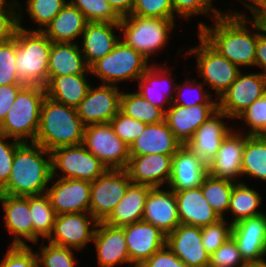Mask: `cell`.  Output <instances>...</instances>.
Masks as SVG:
<instances>
[{
	"label": "cell",
	"instance_id": "cell-10",
	"mask_svg": "<svg viewBox=\"0 0 266 267\" xmlns=\"http://www.w3.org/2000/svg\"><path fill=\"white\" fill-rule=\"evenodd\" d=\"M107 169H125L130 155L126 145L114 132L110 123L85 126L83 143Z\"/></svg>",
	"mask_w": 266,
	"mask_h": 267
},
{
	"label": "cell",
	"instance_id": "cell-52",
	"mask_svg": "<svg viewBox=\"0 0 266 267\" xmlns=\"http://www.w3.org/2000/svg\"><path fill=\"white\" fill-rule=\"evenodd\" d=\"M21 143L0 132V189L8 182L15 150Z\"/></svg>",
	"mask_w": 266,
	"mask_h": 267
},
{
	"label": "cell",
	"instance_id": "cell-20",
	"mask_svg": "<svg viewBox=\"0 0 266 267\" xmlns=\"http://www.w3.org/2000/svg\"><path fill=\"white\" fill-rule=\"evenodd\" d=\"M92 243L96 249L98 267H134L129 258L123 227L98 222Z\"/></svg>",
	"mask_w": 266,
	"mask_h": 267
},
{
	"label": "cell",
	"instance_id": "cell-53",
	"mask_svg": "<svg viewBox=\"0 0 266 267\" xmlns=\"http://www.w3.org/2000/svg\"><path fill=\"white\" fill-rule=\"evenodd\" d=\"M138 267H188L165 245Z\"/></svg>",
	"mask_w": 266,
	"mask_h": 267
},
{
	"label": "cell",
	"instance_id": "cell-5",
	"mask_svg": "<svg viewBox=\"0 0 266 267\" xmlns=\"http://www.w3.org/2000/svg\"><path fill=\"white\" fill-rule=\"evenodd\" d=\"M51 45L41 31L17 30L15 69L23 85L45 87Z\"/></svg>",
	"mask_w": 266,
	"mask_h": 267
},
{
	"label": "cell",
	"instance_id": "cell-47",
	"mask_svg": "<svg viewBox=\"0 0 266 267\" xmlns=\"http://www.w3.org/2000/svg\"><path fill=\"white\" fill-rule=\"evenodd\" d=\"M16 35L9 41L0 43V86L22 84L15 69Z\"/></svg>",
	"mask_w": 266,
	"mask_h": 267
},
{
	"label": "cell",
	"instance_id": "cell-34",
	"mask_svg": "<svg viewBox=\"0 0 266 267\" xmlns=\"http://www.w3.org/2000/svg\"><path fill=\"white\" fill-rule=\"evenodd\" d=\"M151 188L131 183L122 200L103 222L115 227H124L142 220L146 197Z\"/></svg>",
	"mask_w": 266,
	"mask_h": 267
},
{
	"label": "cell",
	"instance_id": "cell-41",
	"mask_svg": "<svg viewBox=\"0 0 266 267\" xmlns=\"http://www.w3.org/2000/svg\"><path fill=\"white\" fill-rule=\"evenodd\" d=\"M234 184L235 182L230 180L218 179L207 175L200 186L204 198L221 219L227 217L226 214Z\"/></svg>",
	"mask_w": 266,
	"mask_h": 267
},
{
	"label": "cell",
	"instance_id": "cell-43",
	"mask_svg": "<svg viewBox=\"0 0 266 267\" xmlns=\"http://www.w3.org/2000/svg\"><path fill=\"white\" fill-rule=\"evenodd\" d=\"M243 124L234 127L246 135H266V93L255 100L236 119ZM238 128V129H237ZM240 128V129H239Z\"/></svg>",
	"mask_w": 266,
	"mask_h": 267
},
{
	"label": "cell",
	"instance_id": "cell-23",
	"mask_svg": "<svg viewBox=\"0 0 266 267\" xmlns=\"http://www.w3.org/2000/svg\"><path fill=\"white\" fill-rule=\"evenodd\" d=\"M142 220L159 228L166 235L179 224L176 195L169 187L151 188L145 201Z\"/></svg>",
	"mask_w": 266,
	"mask_h": 267
},
{
	"label": "cell",
	"instance_id": "cell-57",
	"mask_svg": "<svg viewBox=\"0 0 266 267\" xmlns=\"http://www.w3.org/2000/svg\"><path fill=\"white\" fill-rule=\"evenodd\" d=\"M122 18L131 15L135 0H106Z\"/></svg>",
	"mask_w": 266,
	"mask_h": 267
},
{
	"label": "cell",
	"instance_id": "cell-45",
	"mask_svg": "<svg viewBox=\"0 0 266 267\" xmlns=\"http://www.w3.org/2000/svg\"><path fill=\"white\" fill-rule=\"evenodd\" d=\"M78 8L88 22L119 23L121 17L106 0H68Z\"/></svg>",
	"mask_w": 266,
	"mask_h": 267
},
{
	"label": "cell",
	"instance_id": "cell-46",
	"mask_svg": "<svg viewBox=\"0 0 266 267\" xmlns=\"http://www.w3.org/2000/svg\"><path fill=\"white\" fill-rule=\"evenodd\" d=\"M233 224L227 218L220 219L217 223L201 228L202 244L206 252L211 255L224 242L232 237Z\"/></svg>",
	"mask_w": 266,
	"mask_h": 267
},
{
	"label": "cell",
	"instance_id": "cell-44",
	"mask_svg": "<svg viewBox=\"0 0 266 267\" xmlns=\"http://www.w3.org/2000/svg\"><path fill=\"white\" fill-rule=\"evenodd\" d=\"M214 1L216 2V0H172L174 19L183 18V21H180L181 24L184 21H190L189 19L194 16L214 20L227 11V9L224 11L222 8L218 9L215 4L213 5Z\"/></svg>",
	"mask_w": 266,
	"mask_h": 267
},
{
	"label": "cell",
	"instance_id": "cell-4",
	"mask_svg": "<svg viewBox=\"0 0 266 267\" xmlns=\"http://www.w3.org/2000/svg\"><path fill=\"white\" fill-rule=\"evenodd\" d=\"M176 21L178 20L128 15L119 22L120 39L151 64L157 63L152 61V57L156 58L168 46V41L172 39L171 34L178 26Z\"/></svg>",
	"mask_w": 266,
	"mask_h": 267
},
{
	"label": "cell",
	"instance_id": "cell-7",
	"mask_svg": "<svg viewBox=\"0 0 266 267\" xmlns=\"http://www.w3.org/2000/svg\"><path fill=\"white\" fill-rule=\"evenodd\" d=\"M196 46L185 50L184 58H195L197 76L208 86V90L217 99L231 86L242 71L224 56L220 55L198 33ZM191 56V57H190ZM212 90V92L210 91ZM215 94H214V93Z\"/></svg>",
	"mask_w": 266,
	"mask_h": 267
},
{
	"label": "cell",
	"instance_id": "cell-35",
	"mask_svg": "<svg viewBox=\"0 0 266 267\" xmlns=\"http://www.w3.org/2000/svg\"><path fill=\"white\" fill-rule=\"evenodd\" d=\"M245 179L233 185L227 215L232 218L227 220L234 224L242 219L259 216L265 213L261 209L264 197L255 188L248 186ZM230 213V214H229Z\"/></svg>",
	"mask_w": 266,
	"mask_h": 267
},
{
	"label": "cell",
	"instance_id": "cell-14",
	"mask_svg": "<svg viewBox=\"0 0 266 267\" xmlns=\"http://www.w3.org/2000/svg\"><path fill=\"white\" fill-rule=\"evenodd\" d=\"M120 87L109 84H98L89 88L87 95L76 108L84 126L110 121L120 111Z\"/></svg>",
	"mask_w": 266,
	"mask_h": 267
},
{
	"label": "cell",
	"instance_id": "cell-21",
	"mask_svg": "<svg viewBox=\"0 0 266 267\" xmlns=\"http://www.w3.org/2000/svg\"><path fill=\"white\" fill-rule=\"evenodd\" d=\"M123 228L129 258L134 267L140 266L166 245V234L144 220L126 225Z\"/></svg>",
	"mask_w": 266,
	"mask_h": 267
},
{
	"label": "cell",
	"instance_id": "cell-60",
	"mask_svg": "<svg viewBox=\"0 0 266 267\" xmlns=\"http://www.w3.org/2000/svg\"><path fill=\"white\" fill-rule=\"evenodd\" d=\"M238 3L242 6L241 7H245L247 8L246 9V13H247V10H249L258 0H237Z\"/></svg>",
	"mask_w": 266,
	"mask_h": 267
},
{
	"label": "cell",
	"instance_id": "cell-18",
	"mask_svg": "<svg viewBox=\"0 0 266 267\" xmlns=\"http://www.w3.org/2000/svg\"><path fill=\"white\" fill-rule=\"evenodd\" d=\"M4 228L11 235L8 245L28 246L34 244V229L30 212V196L0 194Z\"/></svg>",
	"mask_w": 266,
	"mask_h": 267
},
{
	"label": "cell",
	"instance_id": "cell-8",
	"mask_svg": "<svg viewBox=\"0 0 266 267\" xmlns=\"http://www.w3.org/2000/svg\"><path fill=\"white\" fill-rule=\"evenodd\" d=\"M150 64L138 51L120 39L110 53L90 67V73L101 84L121 87V83L128 81L135 84Z\"/></svg>",
	"mask_w": 266,
	"mask_h": 267
},
{
	"label": "cell",
	"instance_id": "cell-49",
	"mask_svg": "<svg viewBox=\"0 0 266 267\" xmlns=\"http://www.w3.org/2000/svg\"><path fill=\"white\" fill-rule=\"evenodd\" d=\"M0 267H39L36 251L32 245H7Z\"/></svg>",
	"mask_w": 266,
	"mask_h": 267
},
{
	"label": "cell",
	"instance_id": "cell-37",
	"mask_svg": "<svg viewBox=\"0 0 266 267\" xmlns=\"http://www.w3.org/2000/svg\"><path fill=\"white\" fill-rule=\"evenodd\" d=\"M266 182V135H246L242 157V180Z\"/></svg>",
	"mask_w": 266,
	"mask_h": 267
},
{
	"label": "cell",
	"instance_id": "cell-54",
	"mask_svg": "<svg viewBox=\"0 0 266 267\" xmlns=\"http://www.w3.org/2000/svg\"><path fill=\"white\" fill-rule=\"evenodd\" d=\"M19 29L18 9L0 12V43L11 40Z\"/></svg>",
	"mask_w": 266,
	"mask_h": 267
},
{
	"label": "cell",
	"instance_id": "cell-61",
	"mask_svg": "<svg viewBox=\"0 0 266 267\" xmlns=\"http://www.w3.org/2000/svg\"><path fill=\"white\" fill-rule=\"evenodd\" d=\"M247 267H266V263H263V264H253V265H248Z\"/></svg>",
	"mask_w": 266,
	"mask_h": 267
},
{
	"label": "cell",
	"instance_id": "cell-19",
	"mask_svg": "<svg viewBox=\"0 0 266 267\" xmlns=\"http://www.w3.org/2000/svg\"><path fill=\"white\" fill-rule=\"evenodd\" d=\"M232 237L248 265L266 263V212L234 223Z\"/></svg>",
	"mask_w": 266,
	"mask_h": 267
},
{
	"label": "cell",
	"instance_id": "cell-17",
	"mask_svg": "<svg viewBox=\"0 0 266 267\" xmlns=\"http://www.w3.org/2000/svg\"><path fill=\"white\" fill-rule=\"evenodd\" d=\"M246 134L234 127L223 138L216 155L207 163L208 175L232 182L242 181V157Z\"/></svg>",
	"mask_w": 266,
	"mask_h": 267
},
{
	"label": "cell",
	"instance_id": "cell-38",
	"mask_svg": "<svg viewBox=\"0 0 266 267\" xmlns=\"http://www.w3.org/2000/svg\"><path fill=\"white\" fill-rule=\"evenodd\" d=\"M122 90L120 97V111L126 116L146 124H154L165 120V112L153 106L148 100L144 99L137 91L128 92Z\"/></svg>",
	"mask_w": 266,
	"mask_h": 267
},
{
	"label": "cell",
	"instance_id": "cell-32",
	"mask_svg": "<svg viewBox=\"0 0 266 267\" xmlns=\"http://www.w3.org/2000/svg\"><path fill=\"white\" fill-rule=\"evenodd\" d=\"M87 22L83 13L68 1L42 32L52 42L79 43Z\"/></svg>",
	"mask_w": 266,
	"mask_h": 267
},
{
	"label": "cell",
	"instance_id": "cell-13",
	"mask_svg": "<svg viewBox=\"0 0 266 267\" xmlns=\"http://www.w3.org/2000/svg\"><path fill=\"white\" fill-rule=\"evenodd\" d=\"M97 224L90 212L57 215L53 231L46 241L82 252L89 244L91 246Z\"/></svg>",
	"mask_w": 266,
	"mask_h": 267
},
{
	"label": "cell",
	"instance_id": "cell-22",
	"mask_svg": "<svg viewBox=\"0 0 266 267\" xmlns=\"http://www.w3.org/2000/svg\"><path fill=\"white\" fill-rule=\"evenodd\" d=\"M173 155L147 154L130 156L125 170L134 184L167 187L171 177Z\"/></svg>",
	"mask_w": 266,
	"mask_h": 267
},
{
	"label": "cell",
	"instance_id": "cell-28",
	"mask_svg": "<svg viewBox=\"0 0 266 267\" xmlns=\"http://www.w3.org/2000/svg\"><path fill=\"white\" fill-rule=\"evenodd\" d=\"M207 175V163L183 145L172 157L171 177L167 187L173 191L198 188Z\"/></svg>",
	"mask_w": 266,
	"mask_h": 267
},
{
	"label": "cell",
	"instance_id": "cell-50",
	"mask_svg": "<svg viewBox=\"0 0 266 267\" xmlns=\"http://www.w3.org/2000/svg\"><path fill=\"white\" fill-rule=\"evenodd\" d=\"M117 136L130 147L146 128V123L126 116L121 111L110 121Z\"/></svg>",
	"mask_w": 266,
	"mask_h": 267
},
{
	"label": "cell",
	"instance_id": "cell-29",
	"mask_svg": "<svg viewBox=\"0 0 266 267\" xmlns=\"http://www.w3.org/2000/svg\"><path fill=\"white\" fill-rule=\"evenodd\" d=\"M183 144L174 136L166 121L147 124L144 131L129 147V155H174Z\"/></svg>",
	"mask_w": 266,
	"mask_h": 267
},
{
	"label": "cell",
	"instance_id": "cell-1",
	"mask_svg": "<svg viewBox=\"0 0 266 267\" xmlns=\"http://www.w3.org/2000/svg\"><path fill=\"white\" fill-rule=\"evenodd\" d=\"M227 9L212 20L210 26L205 21H199L197 33L241 70H247L248 67L253 69L257 37L266 27L250 10L248 15L235 8Z\"/></svg>",
	"mask_w": 266,
	"mask_h": 267
},
{
	"label": "cell",
	"instance_id": "cell-48",
	"mask_svg": "<svg viewBox=\"0 0 266 267\" xmlns=\"http://www.w3.org/2000/svg\"><path fill=\"white\" fill-rule=\"evenodd\" d=\"M248 264L241 257L238 245L230 237L209 257V267H247Z\"/></svg>",
	"mask_w": 266,
	"mask_h": 267
},
{
	"label": "cell",
	"instance_id": "cell-51",
	"mask_svg": "<svg viewBox=\"0 0 266 267\" xmlns=\"http://www.w3.org/2000/svg\"><path fill=\"white\" fill-rule=\"evenodd\" d=\"M131 15L174 19L172 0H135Z\"/></svg>",
	"mask_w": 266,
	"mask_h": 267
},
{
	"label": "cell",
	"instance_id": "cell-12",
	"mask_svg": "<svg viewBox=\"0 0 266 267\" xmlns=\"http://www.w3.org/2000/svg\"><path fill=\"white\" fill-rule=\"evenodd\" d=\"M244 71V72H243ZM266 93V76L242 70L231 86L218 99V109L231 121Z\"/></svg>",
	"mask_w": 266,
	"mask_h": 267
},
{
	"label": "cell",
	"instance_id": "cell-11",
	"mask_svg": "<svg viewBox=\"0 0 266 267\" xmlns=\"http://www.w3.org/2000/svg\"><path fill=\"white\" fill-rule=\"evenodd\" d=\"M125 169H108L91 182L89 212L98 221H104L122 200L131 184Z\"/></svg>",
	"mask_w": 266,
	"mask_h": 267
},
{
	"label": "cell",
	"instance_id": "cell-16",
	"mask_svg": "<svg viewBox=\"0 0 266 267\" xmlns=\"http://www.w3.org/2000/svg\"><path fill=\"white\" fill-rule=\"evenodd\" d=\"M46 194L57 215L89 212L91 182L51 177Z\"/></svg>",
	"mask_w": 266,
	"mask_h": 267
},
{
	"label": "cell",
	"instance_id": "cell-3",
	"mask_svg": "<svg viewBox=\"0 0 266 267\" xmlns=\"http://www.w3.org/2000/svg\"><path fill=\"white\" fill-rule=\"evenodd\" d=\"M84 124L77 109L45 97L35 142L48 151L83 143Z\"/></svg>",
	"mask_w": 266,
	"mask_h": 267
},
{
	"label": "cell",
	"instance_id": "cell-59",
	"mask_svg": "<svg viewBox=\"0 0 266 267\" xmlns=\"http://www.w3.org/2000/svg\"><path fill=\"white\" fill-rule=\"evenodd\" d=\"M18 0H0V12L18 9Z\"/></svg>",
	"mask_w": 266,
	"mask_h": 267
},
{
	"label": "cell",
	"instance_id": "cell-15",
	"mask_svg": "<svg viewBox=\"0 0 266 267\" xmlns=\"http://www.w3.org/2000/svg\"><path fill=\"white\" fill-rule=\"evenodd\" d=\"M167 63L150 64L136 81L135 84L138 87L134 89L153 106L164 112L172 105L178 83L172 72L174 66L167 65Z\"/></svg>",
	"mask_w": 266,
	"mask_h": 267
},
{
	"label": "cell",
	"instance_id": "cell-2",
	"mask_svg": "<svg viewBox=\"0 0 266 267\" xmlns=\"http://www.w3.org/2000/svg\"><path fill=\"white\" fill-rule=\"evenodd\" d=\"M51 177V152L34 142H22L15 150L10 177L0 194L23 197L44 194Z\"/></svg>",
	"mask_w": 266,
	"mask_h": 267
},
{
	"label": "cell",
	"instance_id": "cell-55",
	"mask_svg": "<svg viewBox=\"0 0 266 267\" xmlns=\"http://www.w3.org/2000/svg\"><path fill=\"white\" fill-rule=\"evenodd\" d=\"M23 86V84L0 86V124L3 122L9 108L15 101L17 93Z\"/></svg>",
	"mask_w": 266,
	"mask_h": 267
},
{
	"label": "cell",
	"instance_id": "cell-30",
	"mask_svg": "<svg viewBox=\"0 0 266 267\" xmlns=\"http://www.w3.org/2000/svg\"><path fill=\"white\" fill-rule=\"evenodd\" d=\"M174 192L181 224L202 228L221 219L204 198L201 187Z\"/></svg>",
	"mask_w": 266,
	"mask_h": 267
},
{
	"label": "cell",
	"instance_id": "cell-25",
	"mask_svg": "<svg viewBox=\"0 0 266 267\" xmlns=\"http://www.w3.org/2000/svg\"><path fill=\"white\" fill-rule=\"evenodd\" d=\"M166 245L188 267H209L210 255L201 239V227L179 224L166 235Z\"/></svg>",
	"mask_w": 266,
	"mask_h": 267
},
{
	"label": "cell",
	"instance_id": "cell-56",
	"mask_svg": "<svg viewBox=\"0 0 266 267\" xmlns=\"http://www.w3.org/2000/svg\"><path fill=\"white\" fill-rule=\"evenodd\" d=\"M263 76H266V28L257 37L255 68Z\"/></svg>",
	"mask_w": 266,
	"mask_h": 267
},
{
	"label": "cell",
	"instance_id": "cell-26",
	"mask_svg": "<svg viewBox=\"0 0 266 267\" xmlns=\"http://www.w3.org/2000/svg\"><path fill=\"white\" fill-rule=\"evenodd\" d=\"M230 120L224 112L218 109L195 131L186 146L205 163H209L216 155L223 138L233 127ZM230 122L231 125H229Z\"/></svg>",
	"mask_w": 266,
	"mask_h": 267
},
{
	"label": "cell",
	"instance_id": "cell-27",
	"mask_svg": "<svg viewBox=\"0 0 266 267\" xmlns=\"http://www.w3.org/2000/svg\"><path fill=\"white\" fill-rule=\"evenodd\" d=\"M218 110V104H198L184 107L171 105L165 112V121L174 136L186 145L195 131Z\"/></svg>",
	"mask_w": 266,
	"mask_h": 267
},
{
	"label": "cell",
	"instance_id": "cell-39",
	"mask_svg": "<svg viewBox=\"0 0 266 267\" xmlns=\"http://www.w3.org/2000/svg\"><path fill=\"white\" fill-rule=\"evenodd\" d=\"M30 212L34 229V244L40 240H47L53 231L57 216L49 196L46 193L30 196Z\"/></svg>",
	"mask_w": 266,
	"mask_h": 267
},
{
	"label": "cell",
	"instance_id": "cell-9",
	"mask_svg": "<svg viewBox=\"0 0 266 267\" xmlns=\"http://www.w3.org/2000/svg\"><path fill=\"white\" fill-rule=\"evenodd\" d=\"M52 177L93 182L107 167L83 144L62 146L51 151Z\"/></svg>",
	"mask_w": 266,
	"mask_h": 267
},
{
	"label": "cell",
	"instance_id": "cell-24",
	"mask_svg": "<svg viewBox=\"0 0 266 267\" xmlns=\"http://www.w3.org/2000/svg\"><path fill=\"white\" fill-rule=\"evenodd\" d=\"M119 31V23L87 22L78 44L89 68L113 50Z\"/></svg>",
	"mask_w": 266,
	"mask_h": 267
},
{
	"label": "cell",
	"instance_id": "cell-6",
	"mask_svg": "<svg viewBox=\"0 0 266 267\" xmlns=\"http://www.w3.org/2000/svg\"><path fill=\"white\" fill-rule=\"evenodd\" d=\"M45 97V87L24 85L0 124V132L20 142H35Z\"/></svg>",
	"mask_w": 266,
	"mask_h": 267
},
{
	"label": "cell",
	"instance_id": "cell-42",
	"mask_svg": "<svg viewBox=\"0 0 266 267\" xmlns=\"http://www.w3.org/2000/svg\"><path fill=\"white\" fill-rule=\"evenodd\" d=\"M38 249L35 250L38 258L39 267H77L75 252H79L73 248L58 246L45 240L40 241ZM40 245V247H39ZM75 251V252H74Z\"/></svg>",
	"mask_w": 266,
	"mask_h": 267
},
{
	"label": "cell",
	"instance_id": "cell-40",
	"mask_svg": "<svg viewBox=\"0 0 266 267\" xmlns=\"http://www.w3.org/2000/svg\"><path fill=\"white\" fill-rule=\"evenodd\" d=\"M198 104H218V99L209 92L202 81L184 76L183 81L177 83L172 105L191 107Z\"/></svg>",
	"mask_w": 266,
	"mask_h": 267
},
{
	"label": "cell",
	"instance_id": "cell-31",
	"mask_svg": "<svg viewBox=\"0 0 266 267\" xmlns=\"http://www.w3.org/2000/svg\"><path fill=\"white\" fill-rule=\"evenodd\" d=\"M89 77H93L90 69L83 75L48 77L46 96L58 103L77 108L92 85Z\"/></svg>",
	"mask_w": 266,
	"mask_h": 267
},
{
	"label": "cell",
	"instance_id": "cell-36",
	"mask_svg": "<svg viewBox=\"0 0 266 267\" xmlns=\"http://www.w3.org/2000/svg\"><path fill=\"white\" fill-rule=\"evenodd\" d=\"M25 5L18 0V12H19V28L28 31H43V29L55 18V16L66 5L68 0H24ZM22 6H25L23 8ZM25 9V10H24ZM26 12L29 16V20L37 27H29L28 29L23 24L24 16Z\"/></svg>",
	"mask_w": 266,
	"mask_h": 267
},
{
	"label": "cell",
	"instance_id": "cell-33",
	"mask_svg": "<svg viewBox=\"0 0 266 267\" xmlns=\"http://www.w3.org/2000/svg\"><path fill=\"white\" fill-rule=\"evenodd\" d=\"M89 69L78 43L52 42L48 77L83 75Z\"/></svg>",
	"mask_w": 266,
	"mask_h": 267
},
{
	"label": "cell",
	"instance_id": "cell-58",
	"mask_svg": "<svg viewBox=\"0 0 266 267\" xmlns=\"http://www.w3.org/2000/svg\"><path fill=\"white\" fill-rule=\"evenodd\" d=\"M249 10L266 27V0H258Z\"/></svg>",
	"mask_w": 266,
	"mask_h": 267
}]
</instances>
